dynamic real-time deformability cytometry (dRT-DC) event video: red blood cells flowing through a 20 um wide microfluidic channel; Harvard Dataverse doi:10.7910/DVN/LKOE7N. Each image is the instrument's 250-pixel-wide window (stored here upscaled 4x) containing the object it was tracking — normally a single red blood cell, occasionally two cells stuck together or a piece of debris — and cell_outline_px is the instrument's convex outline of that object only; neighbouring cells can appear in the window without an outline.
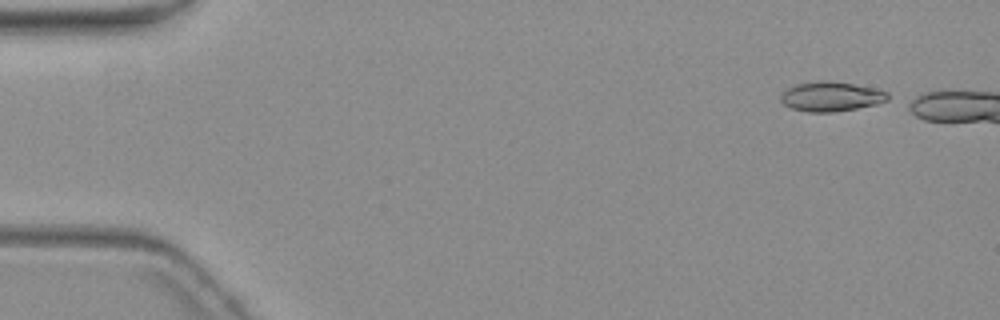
{"species": "common noctule bat (a hibernating species)", "species_latin": "Nyctalus noctula", "temperature_condition": "warm", "stored_images_in_passage": 3, "camera_frame_rate_fps": 3000, "um_per_image_px": 0.085, "animal": {"sex": "female", "body_mass_g": 19.3, "forearm_length_mm": 54.1}, "frame": {"image": 1, "passage_image": 1, "time_ms": 0.0, "image_size_px": [1000, 320], "cell_outline_px": [[888, 100], [876, 104], [856, 108], [832, 112], [808, 112], [792, 108], [784, 104], [780, 100], [780, 96], [788, 88], [796, 84], [816, 80], [828, 80], [852, 84], [872, 88], [888, 92]], "centroid_in_image_um": [70.61, 8.2], "position_along_channel_um": 14.4, "area_um2": 18.32}}